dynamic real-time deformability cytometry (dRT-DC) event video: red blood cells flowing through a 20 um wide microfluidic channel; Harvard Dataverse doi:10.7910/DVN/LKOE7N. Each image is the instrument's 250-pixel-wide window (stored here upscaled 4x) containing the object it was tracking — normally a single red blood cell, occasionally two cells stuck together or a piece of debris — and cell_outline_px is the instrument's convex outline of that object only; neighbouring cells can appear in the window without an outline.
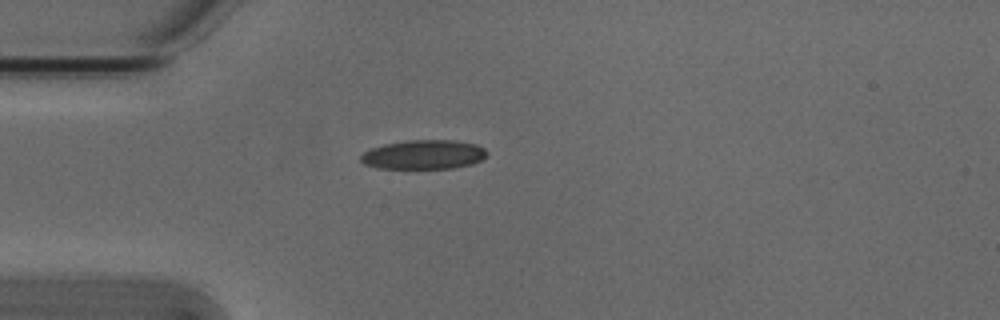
{"species": "Egyptian fruit bat (a non-hibernating species)", "species_latin": "Rousettus aegyptiacus", "temperature_condition": "cold", "stored_images_in_passage": 1, "camera_frame_rate_fps": 3000, "um_per_image_px": 0.085, "animal": {"sex": "male"}, "frame": {"image": 1, "passage_image": 1, "time_ms": 0.0, "image_size_px": [1000, 320], "cell_outline_px": [[488, 152], [480, 160], [472, 164], [456, 168], [376, 168], [364, 164], [360, 160], [360, 156], [364, 152], [372, 148], [384, 144], [408, 140], [452, 140], [476, 144], [484, 148]], "centroid_in_image_um": [36.0, 13.14], "position_along_channel_um": 49.0, "area_um2": 21.44}}